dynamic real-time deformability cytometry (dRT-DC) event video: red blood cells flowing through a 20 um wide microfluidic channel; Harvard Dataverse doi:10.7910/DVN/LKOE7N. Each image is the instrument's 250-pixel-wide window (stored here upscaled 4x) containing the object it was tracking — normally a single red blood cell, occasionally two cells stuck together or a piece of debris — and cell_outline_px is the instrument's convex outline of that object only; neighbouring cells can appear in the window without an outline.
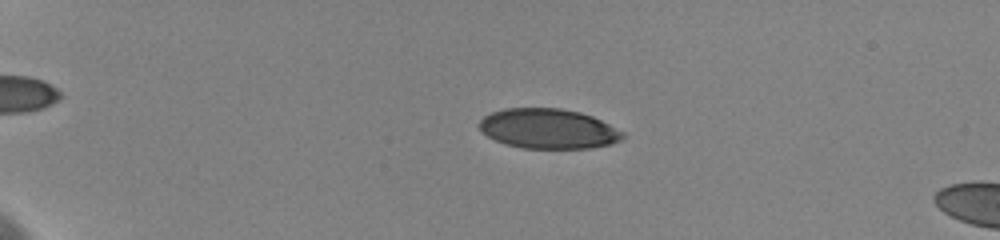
{"species": "human", "species_latin": "Homo sapiens", "temperature_condition": "cold", "stored_images_in_passage": 21, "camera_frame_rate_fps": 3000, "um_per_image_px": 0.085, "donor": {"sex": "female"}, "frame": {"image": 1, "passage_image": 15, "time_ms": 4.667, "image_size_px": [1000, 240], "cell_outline_px": [[624, 136], [620, 140], [608, 144], [588, 148], [524, 148], [504, 144], [488, 136], [480, 128], [480, 120], [484, 116], [492, 112], [504, 108], [560, 108], [580, 112], [592, 116], [624, 132]], "centroid_in_image_um": [46.59, 10.93], "position_along_channel_um": 38.4, "area_um2": 33.06}}